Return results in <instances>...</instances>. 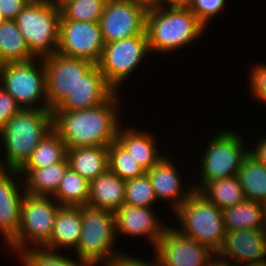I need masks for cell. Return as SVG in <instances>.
<instances>
[{
  "mask_svg": "<svg viewBox=\"0 0 266 266\" xmlns=\"http://www.w3.org/2000/svg\"><path fill=\"white\" fill-rule=\"evenodd\" d=\"M115 92L104 103L85 110L52 111L53 130L67 149L85 146L108 147L116 140L122 124L119 97ZM118 107V108H117Z\"/></svg>",
  "mask_w": 266,
  "mask_h": 266,
  "instance_id": "cell-1",
  "label": "cell"
},
{
  "mask_svg": "<svg viewBox=\"0 0 266 266\" xmlns=\"http://www.w3.org/2000/svg\"><path fill=\"white\" fill-rule=\"evenodd\" d=\"M206 27L191 8L148 6L145 32L150 52L169 54L196 41Z\"/></svg>",
  "mask_w": 266,
  "mask_h": 266,
  "instance_id": "cell-2",
  "label": "cell"
},
{
  "mask_svg": "<svg viewBox=\"0 0 266 266\" xmlns=\"http://www.w3.org/2000/svg\"><path fill=\"white\" fill-rule=\"evenodd\" d=\"M52 129L51 109H21L0 130L5 147V160L0 161V167L19 170Z\"/></svg>",
  "mask_w": 266,
  "mask_h": 266,
  "instance_id": "cell-3",
  "label": "cell"
},
{
  "mask_svg": "<svg viewBox=\"0 0 266 266\" xmlns=\"http://www.w3.org/2000/svg\"><path fill=\"white\" fill-rule=\"evenodd\" d=\"M179 227H174L182 235L209 247L214 253L221 248L226 228L222 210L195 191L174 212Z\"/></svg>",
  "mask_w": 266,
  "mask_h": 266,
  "instance_id": "cell-4",
  "label": "cell"
},
{
  "mask_svg": "<svg viewBox=\"0 0 266 266\" xmlns=\"http://www.w3.org/2000/svg\"><path fill=\"white\" fill-rule=\"evenodd\" d=\"M61 10L47 0H31L15 21L35 58L57 53Z\"/></svg>",
  "mask_w": 266,
  "mask_h": 266,
  "instance_id": "cell-5",
  "label": "cell"
},
{
  "mask_svg": "<svg viewBox=\"0 0 266 266\" xmlns=\"http://www.w3.org/2000/svg\"><path fill=\"white\" fill-rule=\"evenodd\" d=\"M115 213L103 209L82 206L81 235L76 248V256L91 266H102L119 254L116 251ZM116 237V238H115Z\"/></svg>",
  "mask_w": 266,
  "mask_h": 266,
  "instance_id": "cell-6",
  "label": "cell"
},
{
  "mask_svg": "<svg viewBox=\"0 0 266 266\" xmlns=\"http://www.w3.org/2000/svg\"><path fill=\"white\" fill-rule=\"evenodd\" d=\"M216 133L210 137L199 159L200 182L198 185L192 184L195 191H199L209 181L237 176L244 157L249 153L241 134L227 129H220Z\"/></svg>",
  "mask_w": 266,
  "mask_h": 266,
  "instance_id": "cell-7",
  "label": "cell"
},
{
  "mask_svg": "<svg viewBox=\"0 0 266 266\" xmlns=\"http://www.w3.org/2000/svg\"><path fill=\"white\" fill-rule=\"evenodd\" d=\"M61 205L51 196L25 194L21 206V223L17 234L6 244L12 252L43 247L51 238ZM29 245V246H28Z\"/></svg>",
  "mask_w": 266,
  "mask_h": 266,
  "instance_id": "cell-8",
  "label": "cell"
},
{
  "mask_svg": "<svg viewBox=\"0 0 266 266\" xmlns=\"http://www.w3.org/2000/svg\"><path fill=\"white\" fill-rule=\"evenodd\" d=\"M0 86L15 98L22 109H50L43 59L4 64Z\"/></svg>",
  "mask_w": 266,
  "mask_h": 266,
  "instance_id": "cell-9",
  "label": "cell"
},
{
  "mask_svg": "<svg viewBox=\"0 0 266 266\" xmlns=\"http://www.w3.org/2000/svg\"><path fill=\"white\" fill-rule=\"evenodd\" d=\"M149 52V43L144 32L142 35L104 44L97 65L108 84L119 92L120 86L128 81L127 78L136 71Z\"/></svg>",
  "mask_w": 266,
  "mask_h": 266,
  "instance_id": "cell-10",
  "label": "cell"
},
{
  "mask_svg": "<svg viewBox=\"0 0 266 266\" xmlns=\"http://www.w3.org/2000/svg\"><path fill=\"white\" fill-rule=\"evenodd\" d=\"M103 48L104 40L99 22L66 20L61 15L58 54L97 64Z\"/></svg>",
  "mask_w": 266,
  "mask_h": 266,
  "instance_id": "cell-11",
  "label": "cell"
},
{
  "mask_svg": "<svg viewBox=\"0 0 266 266\" xmlns=\"http://www.w3.org/2000/svg\"><path fill=\"white\" fill-rule=\"evenodd\" d=\"M147 9L136 0H107L99 21L104 44L142 35Z\"/></svg>",
  "mask_w": 266,
  "mask_h": 266,
  "instance_id": "cell-12",
  "label": "cell"
},
{
  "mask_svg": "<svg viewBox=\"0 0 266 266\" xmlns=\"http://www.w3.org/2000/svg\"><path fill=\"white\" fill-rule=\"evenodd\" d=\"M48 106L53 110L95 64L58 53L43 58Z\"/></svg>",
  "mask_w": 266,
  "mask_h": 266,
  "instance_id": "cell-13",
  "label": "cell"
},
{
  "mask_svg": "<svg viewBox=\"0 0 266 266\" xmlns=\"http://www.w3.org/2000/svg\"><path fill=\"white\" fill-rule=\"evenodd\" d=\"M160 266H206L214 257L209 247L169 226L153 248Z\"/></svg>",
  "mask_w": 266,
  "mask_h": 266,
  "instance_id": "cell-14",
  "label": "cell"
},
{
  "mask_svg": "<svg viewBox=\"0 0 266 266\" xmlns=\"http://www.w3.org/2000/svg\"><path fill=\"white\" fill-rule=\"evenodd\" d=\"M216 255L235 266H247L266 261L264 229L226 230L224 241Z\"/></svg>",
  "mask_w": 266,
  "mask_h": 266,
  "instance_id": "cell-15",
  "label": "cell"
},
{
  "mask_svg": "<svg viewBox=\"0 0 266 266\" xmlns=\"http://www.w3.org/2000/svg\"><path fill=\"white\" fill-rule=\"evenodd\" d=\"M20 177L18 170L0 167V234L6 244L17 234L21 223V206L26 193L23 182L16 180Z\"/></svg>",
  "mask_w": 266,
  "mask_h": 266,
  "instance_id": "cell-16",
  "label": "cell"
},
{
  "mask_svg": "<svg viewBox=\"0 0 266 266\" xmlns=\"http://www.w3.org/2000/svg\"><path fill=\"white\" fill-rule=\"evenodd\" d=\"M155 208L137 207L122 205L115 212V224L117 236L144 237L152 244V249L156 246L159 238L169 227V225L158 218ZM155 213V214H154ZM161 220V222H160Z\"/></svg>",
  "mask_w": 266,
  "mask_h": 266,
  "instance_id": "cell-17",
  "label": "cell"
},
{
  "mask_svg": "<svg viewBox=\"0 0 266 266\" xmlns=\"http://www.w3.org/2000/svg\"><path fill=\"white\" fill-rule=\"evenodd\" d=\"M115 92L95 64L52 111L91 109L107 101Z\"/></svg>",
  "mask_w": 266,
  "mask_h": 266,
  "instance_id": "cell-18",
  "label": "cell"
},
{
  "mask_svg": "<svg viewBox=\"0 0 266 266\" xmlns=\"http://www.w3.org/2000/svg\"><path fill=\"white\" fill-rule=\"evenodd\" d=\"M167 156H164L146 173L150 178L158 201H167L170 205L169 209H172L173 213L194 192V187L189 185L190 187L184 191V182L181 181L180 172L175 162L172 161L173 159H169L170 156Z\"/></svg>",
  "mask_w": 266,
  "mask_h": 266,
  "instance_id": "cell-19",
  "label": "cell"
},
{
  "mask_svg": "<svg viewBox=\"0 0 266 266\" xmlns=\"http://www.w3.org/2000/svg\"><path fill=\"white\" fill-rule=\"evenodd\" d=\"M120 125L116 141L132 156L134 160L147 172L157 164L166 153L161 154L157 148L156 138L149 131L139 130L135 126ZM127 127V128H126Z\"/></svg>",
  "mask_w": 266,
  "mask_h": 266,
  "instance_id": "cell-20",
  "label": "cell"
},
{
  "mask_svg": "<svg viewBox=\"0 0 266 266\" xmlns=\"http://www.w3.org/2000/svg\"><path fill=\"white\" fill-rule=\"evenodd\" d=\"M81 228L82 207L61 206L57 211L51 238L43 248L51 251H58L60 248L74 250L81 235Z\"/></svg>",
  "mask_w": 266,
  "mask_h": 266,
  "instance_id": "cell-21",
  "label": "cell"
},
{
  "mask_svg": "<svg viewBox=\"0 0 266 266\" xmlns=\"http://www.w3.org/2000/svg\"><path fill=\"white\" fill-rule=\"evenodd\" d=\"M125 182L106 170L90 182L88 206L115 213L125 202Z\"/></svg>",
  "mask_w": 266,
  "mask_h": 266,
  "instance_id": "cell-22",
  "label": "cell"
},
{
  "mask_svg": "<svg viewBox=\"0 0 266 266\" xmlns=\"http://www.w3.org/2000/svg\"><path fill=\"white\" fill-rule=\"evenodd\" d=\"M69 168L67 157L58 163L39 169H19L26 194L53 196ZM23 177V179H22Z\"/></svg>",
  "mask_w": 266,
  "mask_h": 266,
  "instance_id": "cell-23",
  "label": "cell"
},
{
  "mask_svg": "<svg viewBox=\"0 0 266 266\" xmlns=\"http://www.w3.org/2000/svg\"><path fill=\"white\" fill-rule=\"evenodd\" d=\"M69 167L88 182L108 170V147L85 146L67 149Z\"/></svg>",
  "mask_w": 266,
  "mask_h": 266,
  "instance_id": "cell-24",
  "label": "cell"
},
{
  "mask_svg": "<svg viewBox=\"0 0 266 266\" xmlns=\"http://www.w3.org/2000/svg\"><path fill=\"white\" fill-rule=\"evenodd\" d=\"M246 199L266 203V166L248 153L238 171Z\"/></svg>",
  "mask_w": 266,
  "mask_h": 266,
  "instance_id": "cell-25",
  "label": "cell"
},
{
  "mask_svg": "<svg viewBox=\"0 0 266 266\" xmlns=\"http://www.w3.org/2000/svg\"><path fill=\"white\" fill-rule=\"evenodd\" d=\"M226 230L263 229V204L245 199L222 210Z\"/></svg>",
  "mask_w": 266,
  "mask_h": 266,
  "instance_id": "cell-26",
  "label": "cell"
},
{
  "mask_svg": "<svg viewBox=\"0 0 266 266\" xmlns=\"http://www.w3.org/2000/svg\"><path fill=\"white\" fill-rule=\"evenodd\" d=\"M0 58L4 64L34 59L15 20L0 25Z\"/></svg>",
  "mask_w": 266,
  "mask_h": 266,
  "instance_id": "cell-27",
  "label": "cell"
},
{
  "mask_svg": "<svg viewBox=\"0 0 266 266\" xmlns=\"http://www.w3.org/2000/svg\"><path fill=\"white\" fill-rule=\"evenodd\" d=\"M198 192L221 210L246 199L238 176L209 181Z\"/></svg>",
  "mask_w": 266,
  "mask_h": 266,
  "instance_id": "cell-28",
  "label": "cell"
},
{
  "mask_svg": "<svg viewBox=\"0 0 266 266\" xmlns=\"http://www.w3.org/2000/svg\"><path fill=\"white\" fill-rule=\"evenodd\" d=\"M67 147L61 137L52 129L33 150L31 157L20 169H39L63 161Z\"/></svg>",
  "mask_w": 266,
  "mask_h": 266,
  "instance_id": "cell-29",
  "label": "cell"
},
{
  "mask_svg": "<svg viewBox=\"0 0 266 266\" xmlns=\"http://www.w3.org/2000/svg\"><path fill=\"white\" fill-rule=\"evenodd\" d=\"M90 182L70 167L52 196L61 206L82 207L88 205Z\"/></svg>",
  "mask_w": 266,
  "mask_h": 266,
  "instance_id": "cell-30",
  "label": "cell"
},
{
  "mask_svg": "<svg viewBox=\"0 0 266 266\" xmlns=\"http://www.w3.org/2000/svg\"><path fill=\"white\" fill-rule=\"evenodd\" d=\"M22 266H91L60 252L51 251L43 247L27 248L16 255Z\"/></svg>",
  "mask_w": 266,
  "mask_h": 266,
  "instance_id": "cell-31",
  "label": "cell"
},
{
  "mask_svg": "<svg viewBox=\"0 0 266 266\" xmlns=\"http://www.w3.org/2000/svg\"><path fill=\"white\" fill-rule=\"evenodd\" d=\"M108 169L124 181L146 173L116 140L108 146Z\"/></svg>",
  "mask_w": 266,
  "mask_h": 266,
  "instance_id": "cell-32",
  "label": "cell"
},
{
  "mask_svg": "<svg viewBox=\"0 0 266 266\" xmlns=\"http://www.w3.org/2000/svg\"><path fill=\"white\" fill-rule=\"evenodd\" d=\"M107 0H69L61 7L66 20L99 22Z\"/></svg>",
  "mask_w": 266,
  "mask_h": 266,
  "instance_id": "cell-33",
  "label": "cell"
},
{
  "mask_svg": "<svg viewBox=\"0 0 266 266\" xmlns=\"http://www.w3.org/2000/svg\"><path fill=\"white\" fill-rule=\"evenodd\" d=\"M157 201V202H156ZM158 203L150 178L145 173L143 176L127 180L125 182L126 205L153 208Z\"/></svg>",
  "mask_w": 266,
  "mask_h": 266,
  "instance_id": "cell-34",
  "label": "cell"
},
{
  "mask_svg": "<svg viewBox=\"0 0 266 266\" xmlns=\"http://www.w3.org/2000/svg\"><path fill=\"white\" fill-rule=\"evenodd\" d=\"M227 0H191V10L207 28L210 20L225 7Z\"/></svg>",
  "mask_w": 266,
  "mask_h": 266,
  "instance_id": "cell-35",
  "label": "cell"
},
{
  "mask_svg": "<svg viewBox=\"0 0 266 266\" xmlns=\"http://www.w3.org/2000/svg\"><path fill=\"white\" fill-rule=\"evenodd\" d=\"M250 92L260 103L266 104V64L256 63L249 71Z\"/></svg>",
  "mask_w": 266,
  "mask_h": 266,
  "instance_id": "cell-36",
  "label": "cell"
},
{
  "mask_svg": "<svg viewBox=\"0 0 266 266\" xmlns=\"http://www.w3.org/2000/svg\"><path fill=\"white\" fill-rule=\"evenodd\" d=\"M21 109L15 98L0 86V130Z\"/></svg>",
  "mask_w": 266,
  "mask_h": 266,
  "instance_id": "cell-37",
  "label": "cell"
},
{
  "mask_svg": "<svg viewBox=\"0 0 266 266\" xmlns=\"http://www.w3.org/2000/svg\"><path fill=\"white\" fill-rule=\"evenodd\" d=\"M151 261L137 258L134 255L119 253L107 261L103 266H160L155 252ZM130 255V256H129Z\"/></svg>",
  "mask_w": 266,
  "mask_h": 266,
  "instance_id": "cell-38",
  "label": "cell"
},
{
  "mask_svg": "<svg viewBox=\"0 0 266 266\" xmlns=\"http://www.w3.org/2000/svg\"><path fill=\"white\" fill-rule=\"evenodd\" d=\"M31 0H0V12L7 20H15L17 15Z\"/></svg>",
  "mask_w": 266,
  "mask_h": 266,
  "instance_id": "cell-39",
  "label": "cell"
},
{
  "mask_svg": "<svg viewBox=\"0 0 266 266\" xmlns=\"http://www.w3.org/2000/svg\"><path fill=\"white\" fill-rule=\"evenodd\" d=\"M255 147L249 148V153L266 166V138L257 139Z\"/></svg>",
  "mask_w": 266,
  "mask_h": 266,
  "instance_id": "cell-40",
  "label": "cell"
},
{
  "mask_svg": "<svg viewBox=\"0 0 266 266\" xmlns=\"http://www.w3.org/2000/svg\"><path fill=\"white\" fill-rule=\"evenodd\" d=\"M154 6L162 8H189L191 0H159Z\"/></svg>",
  "mask_w": 266,
  "mask_h": 266,
  "instance_id": "cell-41",
  "label": "cell"
},
{
  "mask_svg": "<svg viewBox=\"0 0 266 266\" xmlns=\"http://www.w3.org/2000/svg\"><path fill=\"white\" fill-rule=\"evenodd\" d=\"M206 266H235L231 262L218 257L216 254L214 257L206 264Z\"/></svg>",
  "mask_w": 266,
  "mask_h": 266,
  "instance_id": "cell-42",
  "label": "cell"
},
{
  "mask_svg": "<svg viewBox=\"0 0 266 266\" xmlns=\"http://www.w3.org/2000/svg\"><path fill=\"white\" fill-rule=\"evenodd\" d=\"M47 1L60 8L64 3H66L69 0H47Z\"/></svg>",
  "mask_w": 266,
  "mask_h": 266,
  "instance_id": "cell-43",
  "label": "cell"
},
{
  "mask_svg": "<svg viewBox=\"0 0 266 266\" xmlns=\"http://www.w3.org/2000/svg\"><path fill=\"white\" fill-rule=\"evenodd\" d=\"M136 1L144 3L147 6H154L159 0H136Z\"/></svg>",
  "mask_w": 266,
  "mask_h": 266,
  "instance_id": "cell-44",
  "label": "cell"
},
{
  "mask_svg": "<svg viewBox=\"0 0 266 266\" xmlns=\"http://www.w3.org/2000/svg\"><path fill=\"white\" fill-rule=\"evenodd\" d=\"M263 229L266 232V203L263 204Z\"/></svg>",
  "mask_w": 266,
  "mask_h": 266,
  "instance_id": "cell-45",
  "label": "cell"
},
{
  "mask_svg": "<svg viewBox=\"0 0 266 266\" xmlns=\"http://www.w3.org/2000/svg\"><path fill=\"white\" fill-rule=\"evenodd\" d=\"M247 266H266V261L260 262V263H255V264H251V265H247Z\"/></svg>",
  "mask_w": 266,
  "mask_h": 266,
  "instance_id": "cell-46",
  "label": "cell"
},
{
  "mask_svg": "<svg viewBox=\"0 0 266 266\" xmlns=\"http://www.w3.org/2000/svg\"><path fill=\"white\" fill-rule=\"evenodd\" d=\"M7 19L3 16V14L0 12V25L4 23Z\"/></svg>",
  "mask_w": 266,
  "mask_h": 266,
  "instance_id": "cell-47",
  "label": "cell"
},
{
  "mask_svg": "<svg viewBox=\"0 0 266 266\" xmlns=\"http://www.w3.org/2000/svg\"><path fill=\"white\" fill-rule=\"evenodd\" d=\"M3 66H4V63L2 62V60L0 58V78H1V75H2V71H3Z\"/></svg>",
  "mask_w": 266,
  "mask_h": 266,
  "instance_id": "cell-48",
  "label": "cell"
}]
</instances>
